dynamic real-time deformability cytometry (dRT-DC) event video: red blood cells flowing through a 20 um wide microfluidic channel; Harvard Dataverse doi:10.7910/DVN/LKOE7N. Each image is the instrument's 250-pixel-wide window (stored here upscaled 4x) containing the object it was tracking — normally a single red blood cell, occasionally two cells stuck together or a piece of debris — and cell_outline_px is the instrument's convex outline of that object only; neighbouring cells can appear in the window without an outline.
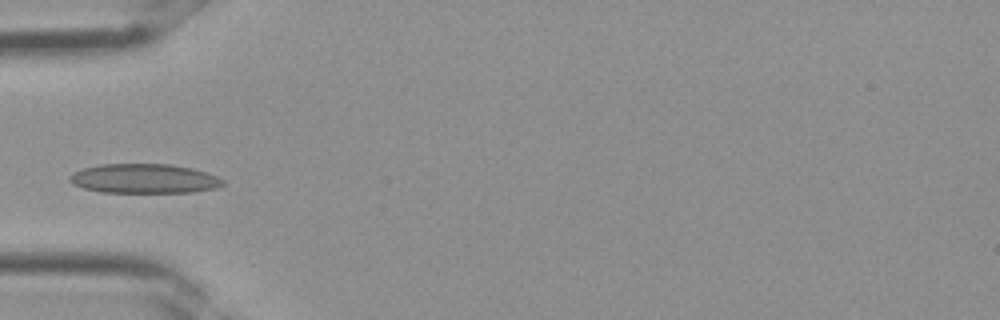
{"species": "Egyptian fruit bat (a non-hibernating species)", "species_latin": "Rousettus aegyptiacus", "temperature_condition": "room temperature", "stored_images_in_passage": 3, "camera_frame_rate_fps": 3000, "um_per_image_px": 0.085, "frame": {"image": 1, "passage_image": 3, "time_ms": 0.667, "image_size_px": [1000, 320], "cell_outline_px": [[224, 184], [216, 188], [192, 192], [100, 192], [84, 188], [72, 184], [68, 180], [68, 176], [72, 172], [84, 168], [100, 164], [172, 164], [192, 168], [208, 172], [224, 180]], "centroid_in_image_um": [12.24, 15.17], "position_along_channel_um": 72.8, "area_um2": 26.41}}